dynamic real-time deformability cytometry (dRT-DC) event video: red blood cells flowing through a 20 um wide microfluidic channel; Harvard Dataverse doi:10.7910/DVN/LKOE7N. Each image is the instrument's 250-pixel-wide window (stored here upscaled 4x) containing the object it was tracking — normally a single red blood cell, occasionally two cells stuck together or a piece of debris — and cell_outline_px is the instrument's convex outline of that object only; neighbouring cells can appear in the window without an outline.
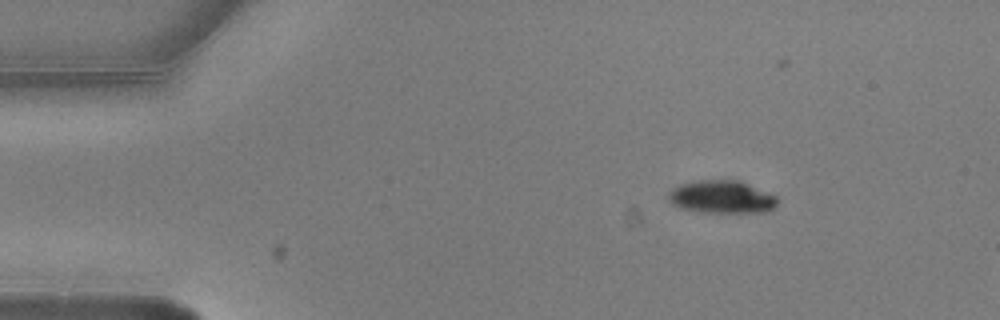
{"species": "common noctule bat (a hibernating species)", "species_latin": "Nyctalus noctula", "temperature_condition": "warm", "stored_images_in_passage": 2, "camera_frame_rate_fps": 3000, "um_per_image_px": 0.085, "animal": {"sex": "male", "body_mass_g": 20.5, "forearm_length_mm": 52.5}, "frame": {"image": 1, "passage_image": 1, "time_ms": 0.0, "image_size_px": [1000, 320], "cell_outline_px": [[780, 200], [776, 208], [768, 212], [700, 212], [680, 208], [672, 204], [668, 200], [668, 192], [672, 188], [680, 184], [700, 180], [740, 180], [776, 196]], "centroid_in_image_um": [61.37, 16.75], "position_along_channel_um": 23.6, "area_um2": 21.1}}